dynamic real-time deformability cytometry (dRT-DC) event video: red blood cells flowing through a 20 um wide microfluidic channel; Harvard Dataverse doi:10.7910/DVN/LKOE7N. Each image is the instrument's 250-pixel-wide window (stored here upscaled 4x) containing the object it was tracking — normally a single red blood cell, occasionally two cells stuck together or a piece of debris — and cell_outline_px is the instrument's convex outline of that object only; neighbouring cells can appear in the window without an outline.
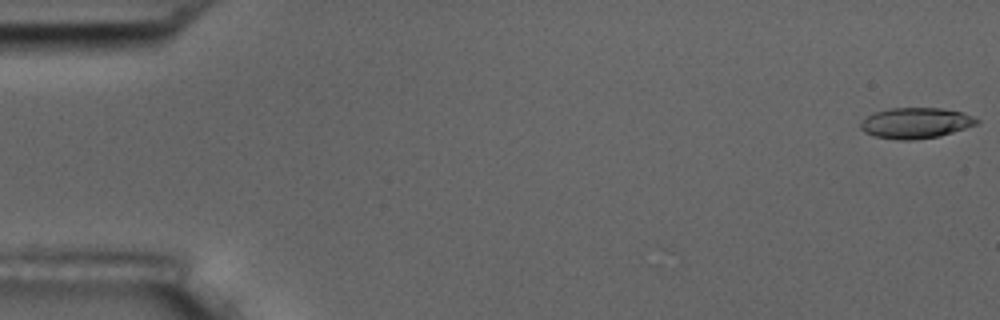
{"species": "common noctule bat (a hibernating species)", "species_latin": "Nyctalus noctula", "temperature_condition": "room temperature", "stored_images_in_passage": 56, "camera_frame_rate_fps": 3000, "um_per_image_px": 0.085, "animal": {"sex": "male", "body_mass_g": 17.5, "forearm_length_mm": 52.3}, "frame": {"image": 1, "passage_image": 1, "time_ms": 0.0, "image_size_px": [1000, 320], "cell_outline_px": [[980, 124], [940, 136], [912, 140], [896, 140], [876, 136], [864, 132], [860, 128], [860, 120], [876, 112], [888, 108], [940, 108], [964, 112], [980, 120]], "centroid_in_image_um": [77.86, 10.46], "position_along_channel_um": 7.1, "area_um2": 20.98}}
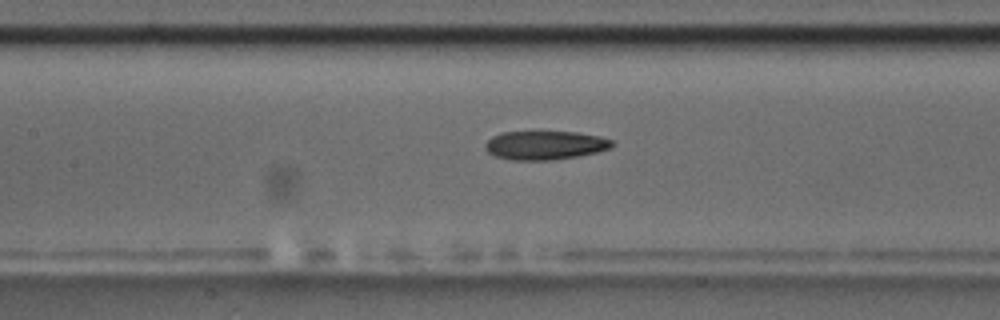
{"frame": {"image": 2, "passage_image": 26, "time_ms": 8.333, "image_size_px": [1000, 320], "cell_outline_px": [[616, 144], [612, 148], [596, 152], [576, 156], [552, 160], [512, 160], [496, 156], [488, 152], [484, 148], [484, 144], [492, 136], [500, 132], [576, 132], [600, 136], [612, 140]], "centroid_in_image_um": [46.33, 12.34], "position_along_channel_um": 161.1, "area_um2": 21.33}}
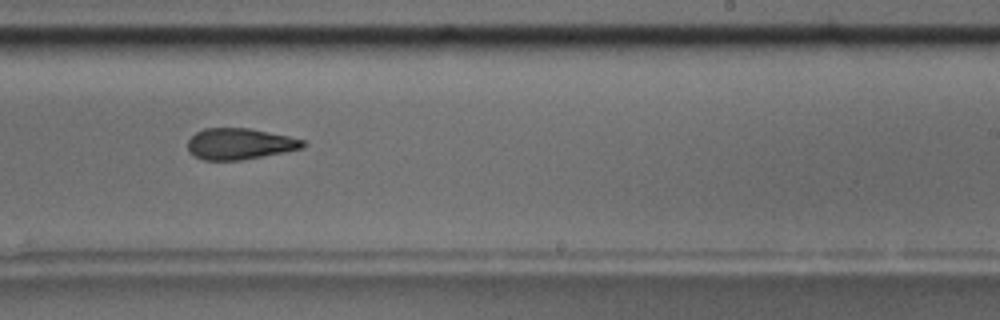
{"frame": {"image": 3, "passage_image": 35, "time_ms": 11.333, "image_size_px": [1000, 320], "cell_outline_px": [[308, 144], [300, 148], [284, 152], [264, 156], [240, 160], [204, 160], [188, 152], [188, 140], [196, 132], [204, 128], [248, 128], [288, 136], [304, 140]], "centroid_in_image_um": [20.36, 12.23], "position_along_channel_um": 268.6, "area_um2": 20.81}, "authors_computed_cell_mechanics": {"area_um2": 21.4149, "velocity_mm_per_s": 3.6035, "shape_relaxation_time_tau1_ms": 4.869, "shape_relaxation_time_tau2_ms": 3.1539, "deformation_change_tau1": 0.1897, "deformation_change_tau2": 0.129}}